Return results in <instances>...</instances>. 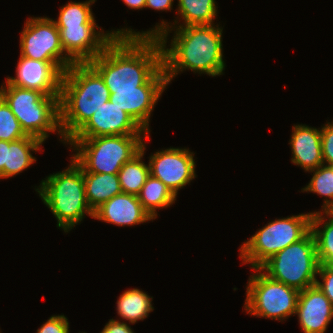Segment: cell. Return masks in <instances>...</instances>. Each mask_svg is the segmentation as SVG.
Returning <instances> with one entry per match:
<instances>
[{"label": "cell", "mask_w": 333, "mask_h": 333, "mask_svg": "<svg viewBox=\"0 0 333 333\" xmlns=\"http://www.w3.org/2000/svg\"><path fill=\"white\" fill-rule=\"evenodd\" d=\"M89 64L110 93L138 90L163 66L162 48L157 38L117 36Z\"/></svg>", "instance_id": "cell-1"}, {"label": "cell", "mask_w": 333, "mask_h": 333, "mask_svg": "<svg viewBox=\"0 0 333 333\" xmlns=\"http://www.w3.org/2000/svg\"><path fill=\"white\" fill-rule=\"evenodd\" d=\"M170 48L166 47L168 34L173 30ZM223 28L219 24L168 27L158 37L162 48V65L168 85L179 72L188 69L198 74H224L222 44Z\"/></svg>", "instance_id": "cell-2"}, {"label": "cell", "mask_w": 333, "mask_h": 333, "mask_svg": "<svg viewBox=\"0 0 333 333\" xmlns=\"http://www.w3.org/2000/svg\"><path fill=\"white\" fill-rule=\"evenodd\" d=\"M110 91L89 63H74L62 76L59 110L63 137L69 141L104 103Z\"/></svg>", "instance_id": "cell-3"}, {"label": "cell", "mask_w": 333, "mask_h": 333, "mask_svg": "<svg viewBox=\"0 0 333 333\" xmlns=\"http://www.w3.org/2000/svg\"><path fill=\"white\" fill-rule=\"evenodd\" d=\"M44 204L57 220V227L69 232L83 219L84 215L93 218L84 187L82 167L71 157L65 170L50 174L35 188Z\"/></svg>", "instance_id": "cell-4"}, {"label": "cell", "mask_w": 333, "mask_h": 333, "mask_svg": "<svg viewBox=\"0 0 333 333\" xmlns=\"http://www.w3.org/2000/svg\"><path fill=\"white\" fill-rule=\"evenodd\" d=\"M0 87V96L11 108L27 136L43 143L50 132H58L66 144L60 127V96H47L38 90L24 89L11 85L7 80Z\"/></svg>", "instance_id": "cell-5"}, {"label": "cell", "mask_w": 333, "mask_h": 333, "mask_svg": "<svg viewBox=\"0 0 333 333\" xmlns=\"http://www.w3.org/2000/svg\"><path fill=\"white\" fill-rule=\"evenodd\" d=\"M143 136V137H142ZM149 135H110L93 138H71V157L86 171L118 174L121 167L141 151Z\"/></svg>", "instance_id": "cell-6"}, {"label": "cell", "mask_w": 333, "mask_h": 333, "mask_svg": "<svg viewBox=\"0 0 333 333\" xmlns=\"http://www.w3.org/2000/svg\"><path fill=\"white\" fill-rule=\"evenodd\" d=\"M320 263L311 230L299 241L265 261L259 269L273 280L299 291L315 285Z\"/></svg>", "instance_id": "cell-7"}, {"label": "cell", "mask_w": 333, "mask_h": 333, "mask_svg": "<svg viewBox=\"0 0 333 333\" xmlns=\"http://www.w3.org/2000/svg\"><path fill=\"white\" fill-rule=\"evenodd\" d=\"M313 212L275 219L259 229L240 247V258L259 268L270 257L301 240L311 230Z\"/></svg>", "instance_id": "cell-8"}, {"label": "cell", "mask_w": 333, "mask_h": 333, "mask_svg": "<svg viewBox=\"0 0 333 333\" xmlns=\"http://www.w3.org/2000/svg\"><path fill=\"white\" fill-rule=\"evenodd\" d=\"M253 270L255 274L249 278L243 306L247 314L281 322L294 316L300 291L273 280L259 268Z\"/></svg>", "instance_id": "cell-9"}, {"label": "cell", "mask_w": 333, "mask_h": 333, "mask_svg": "<svg viewBox=\"0 0 333 333\" xmlns=\"http://www.w3.org/2000/svg\"><path fill=\"white\" fill-rule=\"evenodd\" d=\"M20 55L52 62L62 73L74 63L66 56L52 18L28 17L20 37Z\"/></svg>", "instance_id": "cell-10"}, {"label": "cell", "mask_w": 333, "mask_h": 333, "mask_svg": "<svg viewBox=\"0 0 333 333\" xmlns=\"http://www.w3.org/2000/svg\"><path fill=\"white\" fill-rule=\"evenodd\" d=\"M168 86L163 66L138 90L115 91L110 101L126 112L149 134L150 116L164 89Z\"/></svg>", "instance_id": "cell-11"}, {"label": "cell", "mask_w": 333, "mask_h": 333, "mask_svg": "<svg viewBox=\"0 0 333 333\" xmlns=\"http://www.w3.org/2000/svg\"><path fill=\"white\" fill-rule=\"evenodd\" d=\"M194 153L186 148L162 149L150 155V174L177 197L178 191L196 178Z\"/></svg>", "instance_id": "cell-12"}, {"label": "cell", "mask_w": 333, "mask_h": 333, "mask_svg": "<svg viewBox=\"0 0 333 333\" xmlns=\"http://www.w3.org/2000/svg\"><path fill=\"white\" fill-rule=\"evenodd\" d=\"M56 27L64 52L73 63H89L117 37L112 30L98 31V25Z\"/></svg>", "instance_id": "cell-13"}, {"label": "cell", "mask_w": 333, "mask_h": 333, "mask_svg": "<svg viewBox=\"0 0 333 333\" xmlns=\"http://www.w3.org/2000/svg\"><path fill=\"white\" fill-rule=\"evenodd\" d=\"M63 73L49 61L33 60L20 55L16 76L6 80L13 86L38 90L47 96H60Z\"/></svg>", "instance_id": "cell-14"}, {"label": "cell", "mask_w": 333, "mask_h": 333, "mask_svg": "<svg viewBox=\"0 0 333 333\" xmlns=\"http://www.w3.org/2000/svg\"><path fill=\"white\" fill-rule=\"evenodd\" d=\"M110 135H148L126 112L110 100L103 104L72 138Z\"/></svg>", "instance_id": "cell-15"}, {"label": "cell", "mask_w": 333, "mask_h": 333, "mask_svg": "<svg viewBox=\"0 0 333 333\" xmlns=\"http://www.w3.org/2000/svg\"><path fill=\"white\" fill-rule=\"evenodd\" d=\"M177 15L179 14L182 24H178V20L174 19V26L171 23H166L164 20L158 23L151 30L136 32L132 28H121L114 30L116 36L123 37H153L157 38L168 27H184L196 25H213L214 19L217 16V6L215 0H178ZM170 24V26H169ZM178 24V25H176Z\"/></svg>", "instance_id": "cell-16"}, {"label": "cell", "mask_w": 333, "mask_h": 333, "mask_svg": "<svg viewBox=\"0 0 333 333\" xmlns=\"http://www.w3.org/2000/svg\"><path fill=\"white\" fill-rule=\"evenodd\" d=\"M295 314L303 333H325L333 318V305L314 285L300 291Z\"/></svg>", "instance_id": "cell-17"}, {"label": "cell", "mask_w": 333, "mask_h": 333, "mask_svg": "<svg viewBox=\"0 0 333 333\" xmlns=\"http://www.w3.org/2000/svg\"><path fill=\"white\" fill-rule=\"evenodd\" d=\"M93 219L117 226H134L153 221L144 210L138 196L120 193L112 197L94 211Z\"/></svg>", "instance_id": "cell-18"}, {"label": "cell", "mask_w": 333, "mask_h": 333, "mask_svg": "<svg viewBox=\"0 0 333 333\" xmlns=\"http://www.w3.org/2000/svg\"><path fill=\"white\" fill-rule=\"evenodd\" d=\"M289 141L292 151L291 162L295 165L308 172L324 164L320 128L304 124L294 125Z\"/></svg>", "instance_id": "cell-19"}, {"label": "cell", "mask_w": 333, "mask_h": 333, "mask_svg": "<svg viewBox=\"0 0 333 333\" xmlns=\"http://www.w3.org/2000/svg\"><path fill=\"white\" fill-rule=\"evenodd\" d=\"M86 200L94 212L103 203L122 193L117 174L86 172L82 168Z\"/></svg>", "instance_id": "cell-20"}, {"label": "cell", "mask_w": 333, "mask_h": 333, "mask_svg": "<svg viewBox=\"0 0 333 333\" xmlns=\"http://www.w3.org/2000/svg\"><path fill=\"white\" fill-rule=\"evenodd\" d=\"M43 142L27 136L12 142L7 141V156L4 164V178H11L29 168L36 160L31 151H40Z\"/></svg>", "instance_id": "cell-21"}, {"label": "cell", "mask_w": 333, "mask_h": 333, "mask_svg": "<svg viewBox=\"0 0 333 333\" xmlns=\"http://www.w3.org/2000/svg\"><path fill=\"white\" fill-rule=\"evenodd\" d=\"M311 232L315 238L320 265H333V211H314L311 217Z\"/></svg>", "instance_id": "cell-22"}, {"label": "cell", "mask_w": 333, "mask_h": 333, "mask_svg": "<svg viewBox=\"0 0 333 333\" xmlns=\"http://www.w3.org/2000/svg\"><path fill=\"white\" fill-rule=\"evenodd\" d=\"M153 297L140 289H128L118 298L116 310L118 315L129 324H135L138 320H144L154 310Z\"/></svg>", "instance_id": "cell-23"}, {"label": "cell", "mask_w": 333, "mask_h": 333, "mask_svg": "<svg viewBox=\"0 0 333 333\" xmlns=\"http://www.w3.org/2000/svg\"><path fill=\"white\" fill-rule=\"evenodd\" d=\"M138 198L144 210L154 220L158 215L157 209H166L176 201V196L171 190L161 180L151 174L147 177Z\"/></svg>", "instance_id": "cell-24"}, {"label": "cell", "mask_w": 333, "mask_h": 333, "mask_svg": "<svg viewBox=\"0 0 333 333\" xmlns=\"http://www.w3.org/2000/svg\"><path fill=\"white\" fill-rule=\"evenodd\" d=\"M145 144L143 141L141 151L126 162L117 174L123 193L138 196L147 177L150 175L149 163L145 164L142 161L146 150Z\"/></svg>", "instance_id": "cell-25"}, {"label": "cell", "mask_w": 333, "mask_h": 333, "mask_svg": "<svg viewBox=\"0 0 333 333\" xmlns=\"http://www.w3.org/2000/svg\"><path fill=\"white\" fill-rule=\"evenodd\" d=\"M95 1L68 2L60 8L58 19L53 21L56 26L97 25L91 9Z\"/></svg>", "instance_id": "cell-26"}, {"label": "cell", "mask_w": 333, "mask_h": 333, "mask_svg": "<svg viewBox=\"0 0 333 333\" xmlns=\"http://www.w3.org/2000/svg\"><path fill=\"white\" fill-rule=\"evenodd\" d=\"M308 172L313 173L312 178L301 191L324 196L326 199H324L322 211H333V166L322 164Z\"/></svg>", "instance_id": "cell-27"}, {"label": "cell", "mask_w": 333, "mask_h": 333, "mask_svg": "<svg viewBox=\"0 0 333 333\" xmlns=\"http://www.w3.org/2000/svg\"><path fill=\"white\" fill-rule=\"evenodd\" d=\"M27 137L9 105L0 96V140L12 142Z\"/></svg>", "instance_id": "cell-28"}, {"label": "cell", "mask_w": 333, "mask_h": 333, "mask_svg": "<svg viewBox=\"0 0 333 333\" xmlns=\"http://www.w3.org/2000/svg\"><path fill=\"white\" fill-rule=\"evenodd\" d=\"M321 146L323 163L333 166V122H326L321 127Z\"/></svg>", "instance_id": "cell-29"}, {"label": "cell", "mask_w": 333, "mask_h": 333, "mask_svg": "<svg viewBox=\"0 0 333 333\" xmlns=\"http://www.w3.org/2000/svg\"><path fill=\"white\" fill-rule=\"evenodd\" d=\"M317 276L321 277L322 282L317 278L315 285L324 293L333 305V265H320Z\"/></svg>", "instance_id": "cell-30"}, {"label": "cell", "mask_w": 333, "mask_h": 333, "mask_svg": "<svg viewBox=\"0 0 333 333\" xmlns=\"http://www.w3.org/2000/svg\"><path fill=\"white\" fill-rule=\"evenodd\" d=\"M69 322L63 315H53L45 322L36 333H69Z\"/></svg>", "instance_id": "cell-31"}, {"label": "cell", "mask_w": 333, "mask_h": 333, "mask_svg": "<svg viewBox=\"0 0 333 333\" xmlns=\"http://www.w3.org/2000/svg\"><path fill=\"white\" fill-rule=\"evenodd\" d=\"M100 333H134L129 324L120 322L117 319H110Z\"/></svg>", "instance_id": "cell-32"}, {"label": "cell", "mask_w": 333, "mask_h": 333, "mask_svg": "<svg viewBox=\"0 0 333 333\" xmlns=\"http://www.w3.org/2000/svg\"><path fill=\"white\" fill-rule=\"evenodd\" d=\"M173 2L174 0H146L145 8H151L157 11H171Z\"/></svg>", "instance_id": "cell-33"}, {"label": "cell", "mask_w": 333, "mask_h": 333, "mask_svg": "<svg viewBox=\"0 0 333 333\" xmlns=\"http://www.w3.org/2000/svg\"><path fill=\"white\" fill-rule=\"evenodd\" d=\"M7 156V141L0 140V179L4 178V164Z\"/></svg>", "instance_id": "cell-34"}, {"label": "cell", "mask_w": 333, "mask_h": 333, "mask_svg": "<svg viewBox=\"0 0 333 333\" xmlns=\"http://www.w3.org/2000/svg\"><path fill=\"white\" fill-rule=\"evenodd\" d=\"M124 4H126L129 9L140 10L145 8L146 0H122Z\"/></svg>", "instance_id": "cell-35"}]
</instances>
